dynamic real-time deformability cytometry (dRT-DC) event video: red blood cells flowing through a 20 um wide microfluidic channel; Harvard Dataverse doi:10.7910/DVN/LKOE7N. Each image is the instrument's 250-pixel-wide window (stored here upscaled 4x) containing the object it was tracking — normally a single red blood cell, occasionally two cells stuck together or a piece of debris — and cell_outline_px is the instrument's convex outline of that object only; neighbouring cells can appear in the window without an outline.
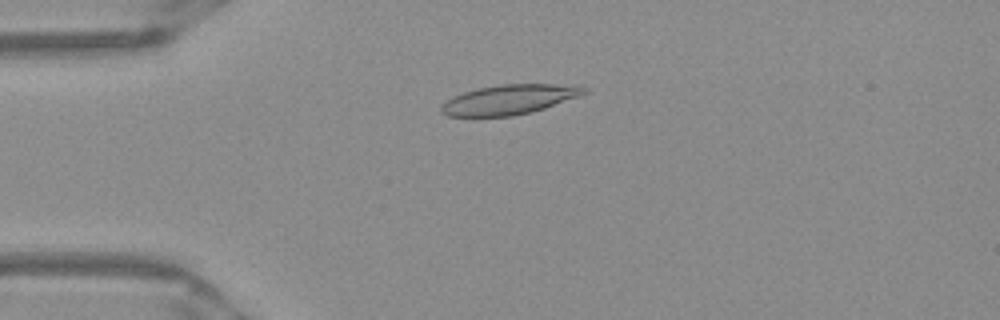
{"species": "Egyptian fruit bat (a non-hibernating species)", "species_latin": "Rousettus aegyptiacus", "temperature_condition": "warm", "stored_images_in_passage": 51, "camera_frame_rate_fps": 3000, "um_per_image_px": 0.085, "frame": {"image": 1, "passage_image": 12, "time_ms": 3.667, "image_size_px": [1000, 320], "cell_outline_px": [[588, 92], [580, 96], [532, 112], [512, 116], [448, 116], [440, 112], [440, 104], [452, 96], [476, 88], [500, 84], [580, 84], [588, 88]], "centroid_in_image_um": [43.31, 8.44], "position_along_channel_um": 41.7, "area_um2": 25.14}}
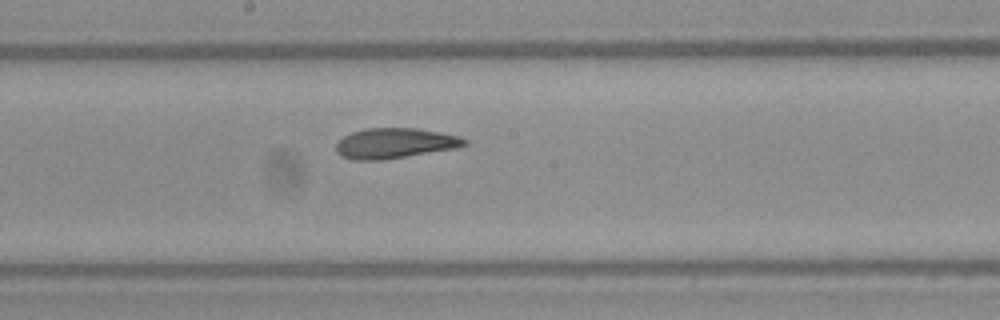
{"frame": {"image": 2, "passage_image": 27, "time_ms": 8.667, "image_size_px": [1000, 320], "cell_outline_px": [[468, 144], [460, 148], [384, 160], [352, 160], [340, 156], [336, 152], [336, 144], [344, 136], [352, 132], [364, 128], [416, 128], [440, 132], [460, 136], [468, 140]], "centroid_in_image_um": [33.6, 12.18], "position_along_channel_um": 214.6, "area_um2": 23.06}}
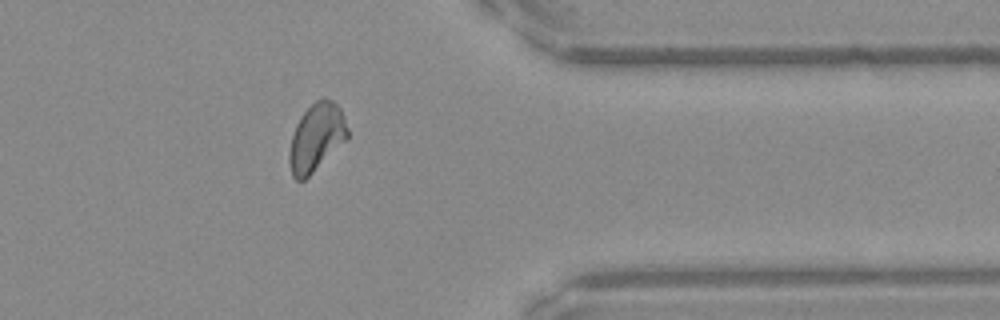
{"frame": {"image": 3, "passage_image": 41, "time_ms": 13.333, "image_size_px": [1000, 320], "cell_outline_px": [[348, 136], [304, 180], [296, 180], [292, 176], [288, 160], [288, 152], [292, 136], [296, 124], [300, 116], [320, 96], [324, 96], [332, 100], [340, 108], [344, 116], [348, 128]], "centroid_in_image_um": [26.86, 11.63], "position_along_channel_um": 384.5, "area_um2": 22.72}, "authors_computed_cell_mechanics": {"area_um2": 23.4668, "velocity_mm_per_s": 3.9348, "shape_relaxation_time_tau1_ms": 10.5534, "shape_relaxation_time_tau2_ms": 1.8705, "deformation_change_tau1": 0.2336, "deformation_change_tau2": 0.077}}